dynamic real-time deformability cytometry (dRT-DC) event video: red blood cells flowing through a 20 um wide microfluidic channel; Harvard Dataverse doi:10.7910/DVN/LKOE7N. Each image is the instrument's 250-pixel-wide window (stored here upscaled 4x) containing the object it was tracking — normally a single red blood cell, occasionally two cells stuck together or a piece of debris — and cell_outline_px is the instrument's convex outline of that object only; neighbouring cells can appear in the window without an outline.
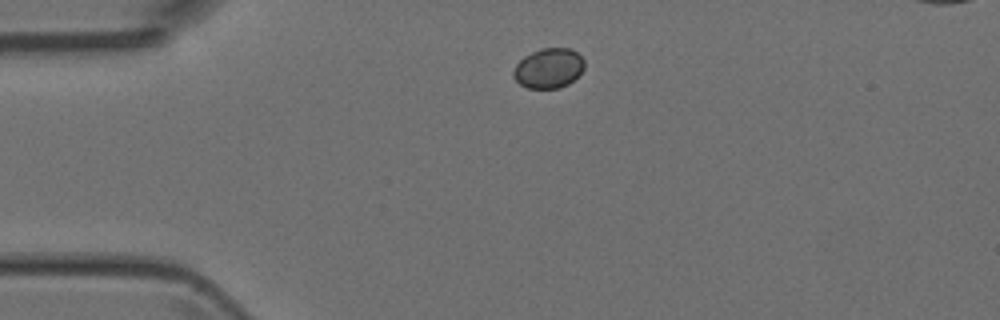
{"species": "Egyptian fruit bat (a non-hibernating species)", "species_latin": "Rousettus aegyptiacus", "temperature_condition": "room temperature", "stored_images_in_passage": 2, "camera_frame_rate_fps": 3000, "um_per_image_px": 0.085, "animal": {"sex": "female"}, "frame": {"image": 1, "passage_image": 1, "time_ms": 0.0, "image_size_px": [1000, 320], "cell_outline_px": [[584, 68], [568, 84], [560, 88], [528, 88], [520, 84], [512, 76], [512, 72], [516, 64], [524, 56], [540, 48], [572, 48], [584, 60]], "centroid_in_image_um": [46.61, 5.79], "position_along_channel_um": 38.4, "area_um2": 16.47}}